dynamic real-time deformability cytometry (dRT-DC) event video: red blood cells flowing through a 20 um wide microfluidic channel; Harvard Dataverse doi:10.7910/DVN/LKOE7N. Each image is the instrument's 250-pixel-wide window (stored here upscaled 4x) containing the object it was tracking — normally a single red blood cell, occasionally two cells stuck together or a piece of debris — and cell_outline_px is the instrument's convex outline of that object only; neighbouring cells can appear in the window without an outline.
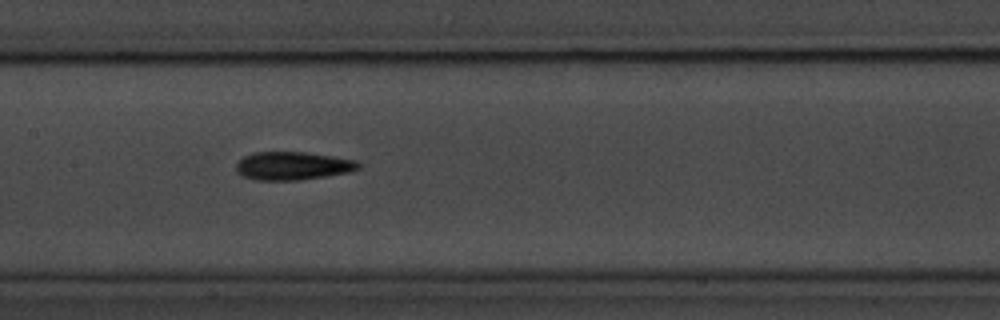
{"species": "common noctule bat (a hibernating species)", "species_latin": "Nyctalus noctula", "temperature_condition": "room temperature", "stored_images_in_passage": 8, "camera_frame_rate_fps": 3000, "um_per_image_px": 0.085, "animal": {"sex": "male", "body_mass_g": 20.1, "forearm_length_mm": 53.5}, "frame": {"image": 1, "passage_image": 7, "time_ms": 8.0, "image_size_px": [1000, 320], "cell_outline_px": [[364, 164], [360, 168], [348, 172], [300, 180], [252, 180], [240, 176], [236, 172], [236, 164], [244, 156], [252, 152], [304, 152], [356, 160]], "centroid_in_image_um": [24.85, 14.1], "position_along_channel_um": 182.6, "area_um2": 20.23}}